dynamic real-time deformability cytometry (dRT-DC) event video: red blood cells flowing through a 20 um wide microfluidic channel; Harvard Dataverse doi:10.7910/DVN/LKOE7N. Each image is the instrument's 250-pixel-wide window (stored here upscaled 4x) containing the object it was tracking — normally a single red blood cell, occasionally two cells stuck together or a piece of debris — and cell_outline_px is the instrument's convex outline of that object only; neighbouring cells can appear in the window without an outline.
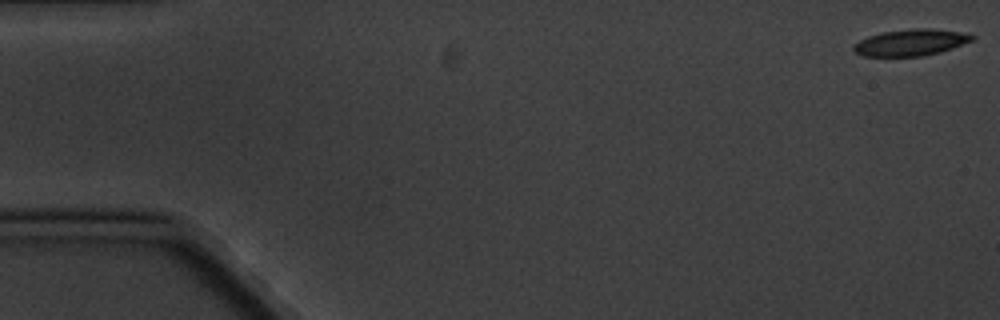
{"species": "common noctule bat (a hibernating species)", "species_latin": "Nyctalus noctula", "temperature_condition": "cold", "stored_images_in_passage": 4, "camera_frame_rate_fps": 3000, "um_per_image_px": 0.085, "animal": {"sex": "male", "body_mass_g": 20.1, "forearm_length_mm": 53.5}, "frame": {"image": 1, "passage_image": 1, "time_ms": 0.0, "image_size_px": [1000, 320], "cell_outline_px": [[976, 36], [972, 40], [952, 48], [940, 52], [924, 56], [864, 56], [856, 52], [852, 48], [860, 40], [868, 36], [880, 32], [916, 28], [932, 28], [960, 32]], "centroid_in_image_um": [77.42, 3.61], "position_along_channel_um": 7.6, "area_um2": 18.15}}